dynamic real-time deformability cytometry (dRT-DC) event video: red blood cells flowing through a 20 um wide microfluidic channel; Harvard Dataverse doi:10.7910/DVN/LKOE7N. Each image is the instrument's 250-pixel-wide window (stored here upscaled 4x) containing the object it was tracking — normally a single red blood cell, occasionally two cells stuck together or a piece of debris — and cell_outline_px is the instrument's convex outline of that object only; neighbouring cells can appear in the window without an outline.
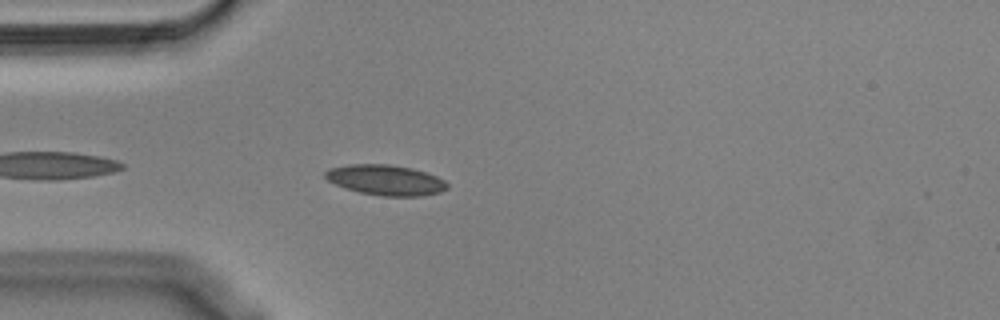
{"species": "Egyptian fruit bat (a non-hibernating species)", "species_latin": "Rousettus aegyptiacus", "temperature_condition": "cold", "stored_images_in_passage": 19, "camera_frame_rate_fps": 3000, "um_per_image_px": 0.085, "animal": {"sex": "male"}, "frame": {"image": 1, "passage_image": 3, "time_ms": 0.667, "image_size_px": [1000, 320], "cell_outline_px": [[448, 188], [440, 192], [424, 196], [384, 196], [360, 192], [344, 188], [328, 180], [324, 176], [324, 172], [328, 168], [348, 164], [388, 164], [412, 168], [436, 176], [444, 180], [448, 184]], "centroid_in_image_um": [32.77, 15.3], "position_along_channel_um": 52.2, "area_um2": 21.62}}
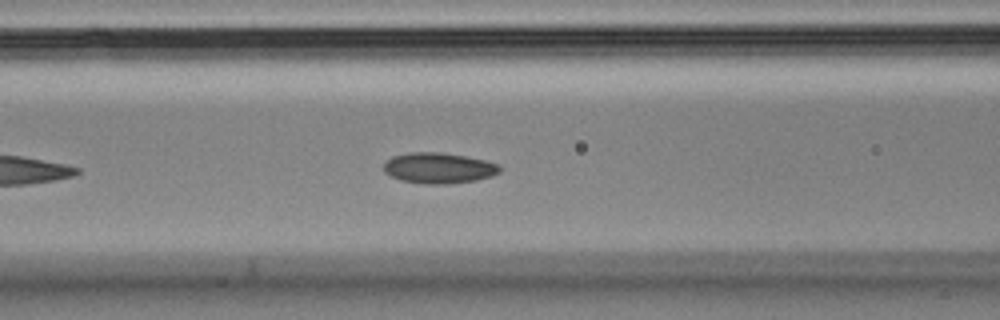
{"frame": {"image": 2, "passage_image": 10, "time_ms": 3.0, "image_size_px": [1000, 320], "cell_outline_px": [[500, 172], [492, 176], [476, 180], [448, 184], [428, 184], [400, 180], [384, 172], [384, 164], [392, 156], [412, 152], [440, 152], [464, 156], [484, 160], [500, 164]], "centroid_in_image_um": [37.3, 14.28], "position_along_channel_um": 129.3, "area_um2": 20.69}}
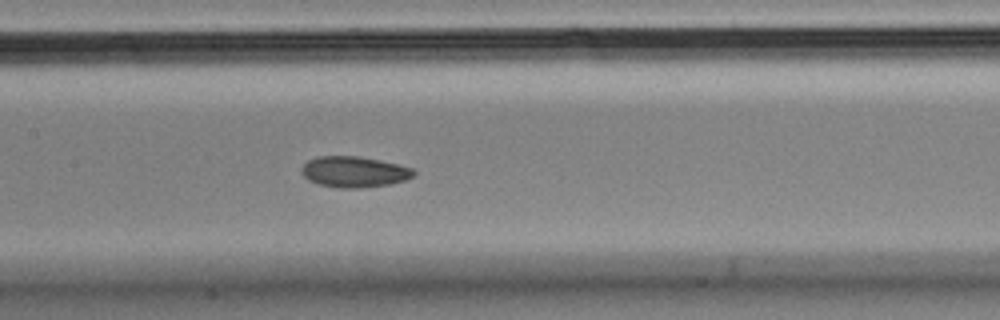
{"frame": {"image": 3, "passage_image": 14, "time_ms": 4.333, "image_size_px": [1000, 320], "cell_outline_px": [[416, 176], [392, 184], [356, 188], [340, 188], [320, 184], [308, 180], [300, 172], [300, 168], [308, 160], [316, 156], [360, 156], [396, 164], [412, 168], [416, 172]], "centroid_in_image_um": [30.09, 14.6], "position_along_channel_um": 177.3, "area_um2": 20.23}}